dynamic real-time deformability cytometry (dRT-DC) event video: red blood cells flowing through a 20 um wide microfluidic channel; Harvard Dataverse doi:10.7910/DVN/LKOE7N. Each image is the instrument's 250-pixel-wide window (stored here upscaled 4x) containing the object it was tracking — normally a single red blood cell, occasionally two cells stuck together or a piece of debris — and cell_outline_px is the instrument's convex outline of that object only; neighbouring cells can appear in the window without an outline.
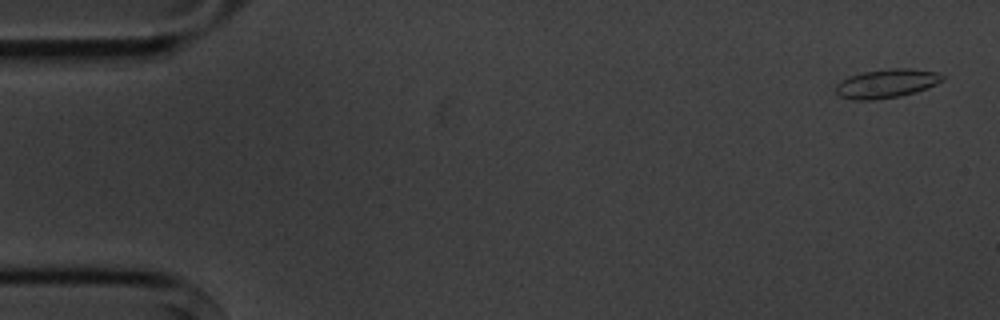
{"species": "common noctule bat (a hibernating species)", "species_latin": "Nyctalus noctula", "temperature_condition": "cold", "stored_images_in_passage": 5, "camera_frame_rate_fps": 3000, "um_per_image_px": 0.085, "animal": {"sex": "male", "body_mass_g": 20.1, "forearm_length_mm": 53.5}, "frame": {"image": 1, "passage_image": 1, "time_ms": 0.0, "image_size_px": [1000, 320], "cell_outline_px": [[944, 80], [936, 84], [916, 92], [900, 96], [872, 100], [852, 100], [840, 96], [836, 92], [836, 84], [848, 76], [860, 72], [888, 68], [908, 68], [936, 72], [944, 76]], "centroid_in_image_um": [75.33, 7.09], "position_along_channel_um": 9.7, "area_um2": 18.03}}